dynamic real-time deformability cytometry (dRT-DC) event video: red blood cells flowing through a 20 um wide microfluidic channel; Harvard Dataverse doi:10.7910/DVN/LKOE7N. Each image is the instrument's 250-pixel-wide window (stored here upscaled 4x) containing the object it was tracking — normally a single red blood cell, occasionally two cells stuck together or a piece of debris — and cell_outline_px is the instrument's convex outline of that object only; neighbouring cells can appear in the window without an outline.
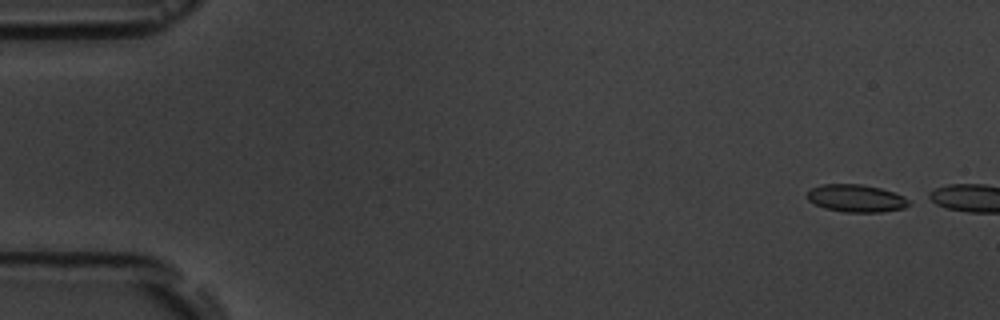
{"species": "common noctule bat (a hibernating species)", "species_latin": "Nyctalus noctula", "temperature_condition": "room temperature", "stored_images_in_passage": 3, "camera_frame_rate_fps": 3000, "um_per_image_px": 0.085, "animal": {"sex": "male", "body_mass_g": 19.5, "forearm_length_mm": 54.6}, "frame": {"image": 1, "passage_image": 1, "time_ms": 0.0, "image_size_px": [1000, 320], "cell_outline_px": [[912, 204], [904, 208], [884, 212], [844, 212], [824, 208], [808, 200], [808, 192], [812, 188], [820, 184], [860, 184], [880, 188], [904, 196], [912, 200]], "centroid_in_image_um": [72.82, 16.86], "position_along_channel_um": 12.2, "area_um2": 16.42}}